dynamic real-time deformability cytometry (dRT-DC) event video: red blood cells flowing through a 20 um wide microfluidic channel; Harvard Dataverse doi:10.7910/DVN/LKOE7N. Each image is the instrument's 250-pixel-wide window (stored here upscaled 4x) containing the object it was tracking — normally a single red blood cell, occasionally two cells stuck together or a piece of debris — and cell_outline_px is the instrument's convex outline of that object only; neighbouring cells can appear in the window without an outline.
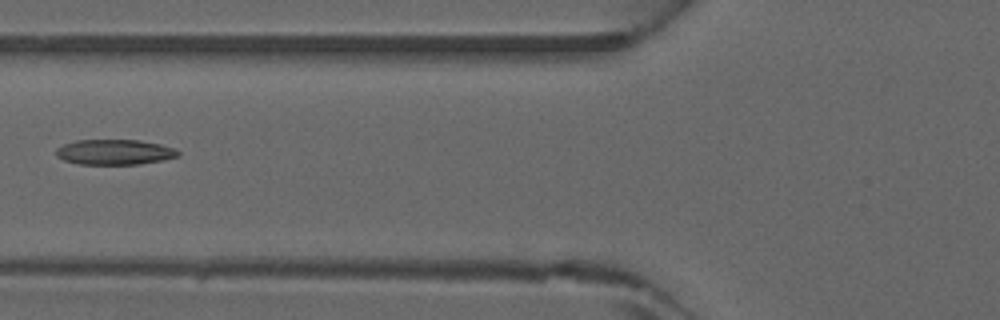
{"species": "common noctule bat (a hibernating species)", "species_latin": "Nyctalus noctula", "temperature_condition": "warm", "stored_images_in_passage": 5, "camera_frame_rate_fps": 3000, "um_per_image_px": 0.085, "animal": {"sex": "male", "forearm_length_mm": 52.5}, "frame": {"image": 1, "passage_image": 5, "time_ms": 1.333, "image_size_px": [1000, 320], "cell_outline_px": [[180, 156], [164, 160], [140, 164], [76, 164], [64, 160], [56, 156], [56, 148], [64, 144], [76, 140], [140, 140], [160, 144], [176, 148], [180, 152]], "centroid_in_image_um": [9.77, 12.93], "position_along_channel_um": 116.0, "area_um2": 18.15}}